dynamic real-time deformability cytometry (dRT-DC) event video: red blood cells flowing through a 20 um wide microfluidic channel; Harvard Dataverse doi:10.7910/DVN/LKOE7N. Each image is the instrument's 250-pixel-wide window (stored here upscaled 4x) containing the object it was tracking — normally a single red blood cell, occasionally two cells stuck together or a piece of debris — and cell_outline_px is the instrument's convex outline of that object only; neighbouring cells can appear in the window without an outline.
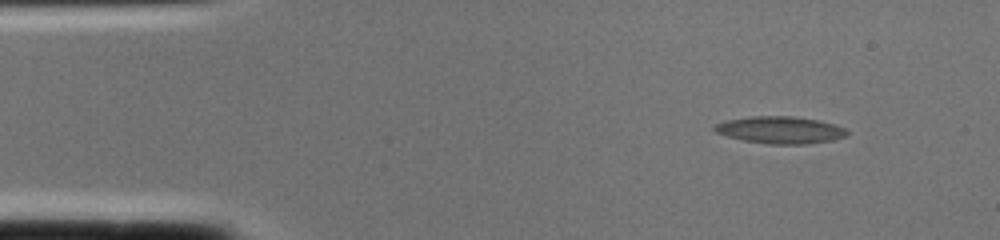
{"species": "common noctule bat (a hibernating species)", "species_latin": "Nyctalus noctula", "temperature_condition": "cold", "stored_images_in_passage": 1, "camera_frame_rate_fps": 3000, "um_per_image_px": 0.085, "animal": {"sex": "female", "body_mass_g": 22.0, "forearm_length_mm": 56.7}, "frame": {"image": 1, "passage_image": 1, "time_ms": 0.0, "image_size_px": [1000, 240], "cell_outline_px": [[848, 136], [832, 140], [804, 144], [768, 144], [744, 140], [728, 136], [716, 132], [712, 128], [716, 124], [724, 120], [748, 116], [792, 116], [820, 120], [836, 124], [844, 128], [848, 132]], "centroid_in_image_um": [66.33, 11.03], "position_along_channel_um": 18.7, "area_um2": 21.04}}